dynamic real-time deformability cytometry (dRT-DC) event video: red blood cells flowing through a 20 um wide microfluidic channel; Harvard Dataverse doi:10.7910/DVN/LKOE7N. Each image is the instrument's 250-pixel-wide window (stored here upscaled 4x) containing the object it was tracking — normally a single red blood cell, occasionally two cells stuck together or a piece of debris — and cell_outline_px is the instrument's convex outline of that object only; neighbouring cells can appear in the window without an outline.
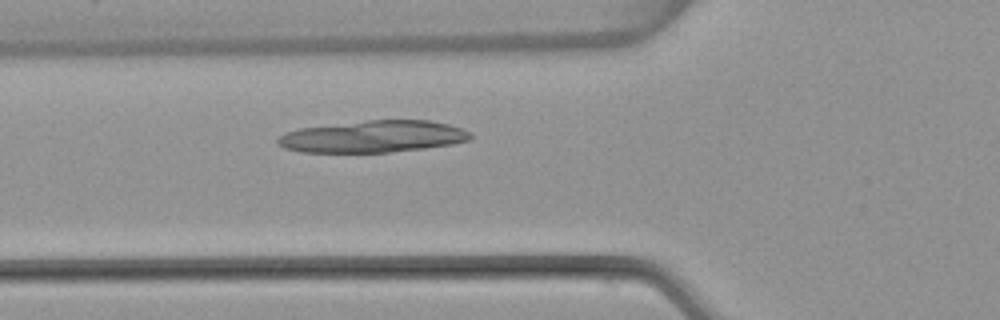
{"species": "common noctule bat (a hibernating species)", "species_latin": "Nyctalus noctula", "temperature_condition": "warm", "stored_images_in_passage": 44, "camera_frame_rate_fps": 3000, "um_per_image_px": 0.085, "animal": {"sex": "female", "body_mass_g": 22.7, "forearm_length_mm": 54.2}, "frame": {"image": 1, "passage_image": 10, "time_ms": 3.0, "image_size_px": [1000, 320], "cell_outline_px": [[472, 140], [452, 144], [424, 148], [388, 152], [300, 152], [284, 148], [276, 144], [276, 140], [284, 132], [300, 128], [368, 120], [428, 120], [448, 124], [472, 132]], "centroid_in_image_um": [31.71, 11.61], "position_along_channel_um": 94.1, "area_um2": 35.84}}
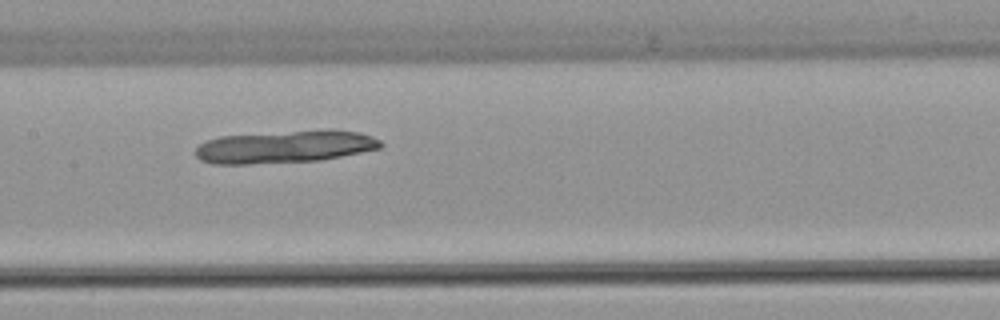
{"frame": {"image": 2, "passage_image": 17, "time_ms": 5.333, "image_size_px": [1000, 320], "cell_outline_px": [[384, 144], [380, 148], [320, 160], [248, 164], [212, 164], [200, 160], [196, 156], [196, 148], [200, 144], [208, 140], [220, 136], [328, 128], [332, 128], [360, 132], [372, 136], [380, 140]], "centroid_in_image_um": [24.24, 12.45], "position_along_channel_um": 183.2, "area_um2": 35.43}}
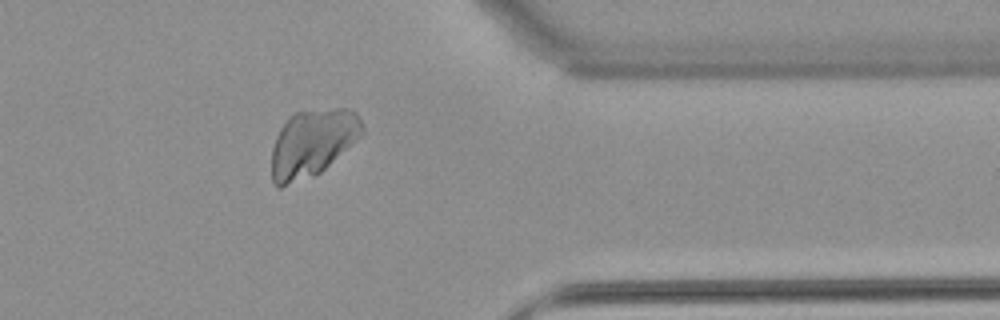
{"frame": {"image": 3, "passage_image": 34, "time_ms": 11.0, "image_size_px": [1000, 320], "cell_outline_px": [[364, 132], [360, 136], [320, 172], [312, 176], [280, 188], [276, 188], [272, 180], [272, 148], [276, 136], [280, 128], [288, 116], [296, 112], [336, 108], [348, 108], [356, 112], [360, 116], [364, 128]], "centroid_in_image_um": [26.54, 12.14], "position_along_channel_um": 384.9, "area_um2": 35.37}}